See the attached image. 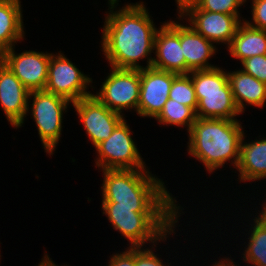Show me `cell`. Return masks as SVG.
<instances>
[{"instance_id": "obj_20", "label": "cell", "mask_w": 266, "mask_h": 266, "mask_svg": "<svg viewBox=\"0 0 266 266\" xmlns=\"http://www.w3.org/2000/svg\"><path fill=\"white\" fill-rule=\"evenodd\" d=\"M227 47L231 56L240 62L256 55H266V30L242 21Z\"/></svg>"}, {"instance_id": "obj_26", "label": "cell", "mask_w": 266, "mask_h": 266, "mask_svg": "<svg viewBox=\"0 0 266 266\" xmlns=\"http://www.w3.org/2000/svg\"><path fill=\"white\" fill-rule=\"evenodd\" d=\"M155 255L152 248L135 247V266H169Z\"/></svg>"}, {"instance_id": "obj_30", "label": "cell", "mask_w": 266, "mask_h": 266, "mask_svg": "<svg viewBox=\"0 0 266 266\" xmlns=\"http://www.w3.org/2000/svg\"><path fill=\"white\" fill-rule=\"evenodd\" d=\"M213 266H233V261L231 259L225 258L220 261H218L217 263L215 262V264H213Z\"/></svg>"}, {"instance_id": "obj_7", "label": "cell", "mask_w": 266, "mask_h": 266, "mask_svg": "<svg viewBox=\"0 0 266 266\" xmlns=\"http://www.w3.org/2000/svg\"><path fill=\"white\" fill-rule=\"evenodd\" d=\"M131 135L130 127L124 118L112 134L95 147L99 154L95 161L98 169H146V164Z\"/></svg>"}, {"instance_id": "obj_32", "label": "cell", "mask_w": 266, "mask_h": 266, "mask_svg": "<svg viewBox=\"0 0 266 266\" xmlns=\"http://www.w3.org/2000/svg\"><path fill=\"white\" fill-rule=\"evenodd\" d=\"M263 204H264V205H263ZM263 204H262V206H263V207H262V208H263L262 210L266 213V202L263 203Z\"/></svg>"}, {"instance_id": "obj_16", "label": "cell", "mask_w": 266, "mask_h": 266, "mask_svg": "<svg viewBox=\"0 0 266 266\" xmlns=\"http://www.w3.org/2000/svg\"><path fill=\"white\" fill-rule=\"evenodd\" d=\"M180 45L185 58L186 74L194 70L217 67L208 62L211 56L216 53V46L190 25L180 23Z\"/></svg>"}, {"instance_id": "obj_27", "label": "cell", "mask_w": 266, "mask_h": 266, "mask_svg": "<svg viewBox=\"0 0 266 266\" xmlns=\"http://www.w3.org/2000/svg\"><path fill=\"white\" fill-rule=\"evenodd\" d=\"M252 21L245 20L250 26L266 30V0H252Z\"/></svg>"}, {"instance_id": "obj_19", "label": "cell", "mask_w": 266, "mask_h": 266, "mask_svg": "<svg viewBox=\"0 0 266 266\" xmlns=\"http://www.w3.org/2000/svg\"><path fill=\"white\" fill-rule=\"evenodd\" d=\"M20 0H5L0 4V57L15 43L24 39V24Z\"/></svg>"}, {"instance_id": "obj_23", "label": "cell", "mask_w": 266, "mask_h": 266, "mask_svg": "<svg viewBox=\"0 0 266 266\" xmlns=\"http://www.w3.org/2000/svg\"><path fill=\"white\" fill-rule=\"evenodd\" d=\"M169 98L191 107L195 112L198 105L190 74H178L171 85Z\"/></svg>"}, {"instance_id": "obj_18", "label": "cell", "mask_w": 266, "mask_h": 266, "mask_svg": "<svg viewBox=\"0 0 266 266\" xmlns=\"http://www.w3.org/2000/svg\"><path fill=\"white\" fill-rule=\"evenodd\" d=\"M240 144L239 162L236 167L240 183L266 178V138Z\"/></svg>"}, {"instance_id": "obj_10", "label": "cell", "mask_w": 266, "mask_h": 266, "mask_svg": "<svg viewBox=\"0 0 266 266\" xmlns=\"http://www.w3.org/2000/svg\"><path fill=\"white\" fill-rule=\"evenodd\" d=\"M92 78L83 74L64 54L53 55L48 65V80L45 91L75 103L81 98L91 96L87 87Z\"/></svg>"}, {"instance_id": "obj_25", "label": "cell", "mask_w": 266, "mask_h": 266, "mask_svg": "<svg viewBox=\"0 0 266 266\" xmlns=\"http://www.w3.org/2000/svg\"><path fill=\"white\" fill-rule=\"evenodd\" d=\"M243 72L266 84V55H256L241 62Z\"/></svg>"}, {"instance_id": "obj_24", "label": "cell", "mask_w": 266, "mask_h": 266, "mask_svg": "<svg viewBox=\"0 0 266 266\" xmlns=\"http://www.w3.org/2000/svg\"><path fill=\"white\" fill-rule=\"evenodd\" d=\"M199 9L229 15H240L238 7L246 0H191Z\"/></svg>"}, {"instance_id": "obj_2", "label": "cell", "mask_w": 266, "mask_h": 266, "mask_svg": "<svg viewBox=\"0 0 266 266\" xmlns=\"http://www.w3.org/2000/svg\"><path fill=\"white\" fill-rule=\"evenodd\" d=\"M188 133V153L201 161L208 173L230 160L237 167L244 136L239 120L196 118Z\"/></svg>"}, {"instance_id": "obj_17", "label": "cell", "mask_w": 266, "mask_h": 266, "mask_svg": "<svg viewBox=\"0 0 266 266\" xmlns=\"http://www.w3.org/2000/svg\"><path fill=\"white\" fill-rule=\"evenodd\" d=\"M234 101L240 113L247 104L262 109L266 102V84L242 70L227 72ZM245 103V104H244ZM247 103V104H246Z\"/></svg>"}, {"instance_id": "obj_4", "label": "cell", "mask_w": 266, "mask_h": 266, "mask_svg": "<svg viewBox=\"0 0 266 266\" xmlns=\"http://www.w3.org/2000/svg\"><path fill=\"white\" fill-rule=\"evenodd\" d=\"M102 202L125 207H180L164 182L149 169L102 170Z\"/></svg>"}, {"instance_id": "obj_29", "label": "cell", "mask_w": 266, "mask_h": 266, "mask_svg": "<svg viewBox=\"0 0 266 266\" xmlns=\"http://www.w3.org/2000/svg\"><path fill=\"white\" fill-rule=\"evenodd\" d=\"M48 253H45V256L42 258L38 266H58L50 258Z\"/></svg>"}, {"instance_id": "obj_13", "label": "cell", "mask_w": 266, "mask_h": 266, "mask_svg": "<svg viewBox=\"0 0 266 266\" xmlns=\"http://www.w3.org/2000/svg\"><path fill=\"white\" fill-rule=\"evenodd\" d=\"M177 73L153 67L140 69V99L137 114L156 118L169 99V92Z\"/></svg>"}, {"instance_id": "obj_3", "label": "cell", "mask_w": 266, "mask_h": 266, "mask_svg": "<svg viewBox=\"0 0 266 266\" xmlns=\"http://www.w3.org/2000/svg\"><path fill=\"white\" fill-rule=\"evenodd\" d=\"M181 207H125L116 202H102L105 214L112 227L121 233L131 247L145 246V243L165 241L175 229ZM175 224V225H174Z\"/></svg>"}, {"instance_id": "obj_31", "label": "cell", "mask_w": 266, "mask_h": 266, "mask_svg": "<svg viewBox=\"0 0 266 266\" xmlns=\"http://www.w3.org/2000/svg\"><path fill=\"white\" fill-rule=\"evenodd\" d=\"M177 3V7H179L183 2L188 1V0H175Z\"/></svg>"}, {"instance_id": "obj_28", "label": "cell", "mask_w": 266, "mask_h": 266, "mask_svg": "<svg viewBox=\"0 0 266 266\" xmlns=\"http://www.w3.org/2000/svg\"><path fill=\"white\" fill-rule=\"evenodd\" d=\"M122 253L112 255L108 266H135V247L129 246Z\"/></svg>"}, {"instance_id": "obj_5", "label": "cell", "mask_w": 266, "mask_h": 266, "mask_svg": "<svg viewBox=\"0 0 266 266\" xmlns=\"http://www.w3.org/2000/svg\"><path fill=\"white\" fill-rule=\"evenodd\" d=\"M189 74L198 101L197 118L237 119L235 117L241 113L234 101L227 71L214 67Z\"/></svg>"}, {"instance_id": "obj_11", "label": "cell", "mask_w": 266, "mask_h": 266, "mask_svg": "<svg viewBox=\"0 0 266 266\" xmlns=\"http://www.w3.org/2000/svg\"><path fill=\"white\" fill-rule=\"evenodd\" d=\"M15 46L6 51L0 60L30 91L44 90L48 80L50 53L23 51L15 53Z\"/></svg>"}, {"instance_id": "obj_21", "label": "cell", "mask_w": 266, "mask_h": 266, "mask_svg": "<svg viewBox=\"0 0 266 266\" xmlns=\"http://www.w3.org/2000/svg\"><path fill=\"white\" fill-rule=\"evenodd\" d=\"M251 224V233L247 248L243 253V261L252 266H266V213L261 210Z\"/></svg>"}, {"instance_id": "obj_6", "label": "cell", "mask_w": 266, "mask_h": 266, "mask_svg": "<svg viewBox=\"0 0 266 266\" xmlns=\"http://www.w3.org/2000/svg\"><path fill=\"white\" fill-rule=\"evenodd\" d=\"M32 97L31 115L45 152L52 155L61 137L63 113L71 102L45 90L30 92L29 99Z\"/></svg>"}, {"instance_id": "obj_22", "label": "cell", "mask_w": 266, "mask_h": 266, "mask_svg": "<svg viewBox=\"0 0 266 266\" xmlns=\"http://www.w3.org/2000/svg\"><path fill=\"white\" fill-rule=\"evenodd\" d=\"M196 118V112L191 107L169 98L164 104L162 111L155 119L161 123V125L187 126V132H189Z\"/></svg>"}, {"instance_id": "obj_8", "label": "cell", "mask_w": 266, "mask_h": 266, "mask_svg": "<svg viewBox=\"0 0 266 266\" xmlns=\"http://www.w3.org/2000/svg\"><path fill=\"white\" fill-rule=\"evenodd\" d=\"M110 74L94 96L110 110L135 109L140 99V69L111 67Z\"/></svg>"}, {"instance_id": "obj_9", "label": "cell", "mask_w": 266, "mask_h": 266, "mask_svg": "<svg viewBox=\"0 0 266 266\" xmlns=\"http://www.w3.org/2000/svg\"><path fill=\"white\" fill-rule=\"evenodd\" d=\"M177 10L179 18L186 17L188 25L213 44L221 42L229 46L238 26L244 21L240 15L201 10L191 0L183 2Z\"/></svg>"}, {"instance_id": "obj_14", "label": "cell", "mask_w": 266, "mask_h": 266, "mask_svg": "<svg viewBox=\"0 0 266 266\" xmlns=\"http://www.w3.org/2000/svg\"><path fill=\"white\" fill-rule=\"evenodd\" d=\"M162 23L154 38V50L151 67L158 70L186 74V63L180 45V23L167 21Z\"/></svg>"}, {"instance_id": "obj_12", "label": "cell", "mask_w": 266, "mask_h": 266, "mask_svg": "<svg viewBox=\"0 0 266 266\" xmlns=\"http://www.w3.org/2000/svg\"><path fill=\"white\" fill-rule=\"evenodd\" d=\"M83 128L94 147L106 140L115 127L125 118L123 114L110 110L95 96L81 98L72 103Z\"/></svg>"}, {"instance_id": "obj_1", "label": "cell", "mask_w": 266, "mask_h": 266, "mask_svg": "<svg viewBox=\"0 0 266 266\" xmlns=\"http://www.w3.org/2000/svg\"><path fill=\"white\" fill-rule=\"evenodd\" d=\"M119 0H109L110 12L102 30V51L115 68L141 69L139 60L147 57L145 68L151 67L157 28L143 2L126 4L117 11ZM117 4V5H116ZM150 56V57H148Z\"/></svg>"}, {"instance_id": "obj_15", "label": "cell", "mask_w": 266, "mask_h": 266, "mask_svg": "<svg viewBox=\"0 0 266 266\" xmlns=\"http://www.w3.org/2000/svg\"><path fill=\"white\" fill-rule=\"evenodd\" d=\"M30 91L0 60V104L11 126L19 128L29 112Z\"/></svg>"}]
</instances>
